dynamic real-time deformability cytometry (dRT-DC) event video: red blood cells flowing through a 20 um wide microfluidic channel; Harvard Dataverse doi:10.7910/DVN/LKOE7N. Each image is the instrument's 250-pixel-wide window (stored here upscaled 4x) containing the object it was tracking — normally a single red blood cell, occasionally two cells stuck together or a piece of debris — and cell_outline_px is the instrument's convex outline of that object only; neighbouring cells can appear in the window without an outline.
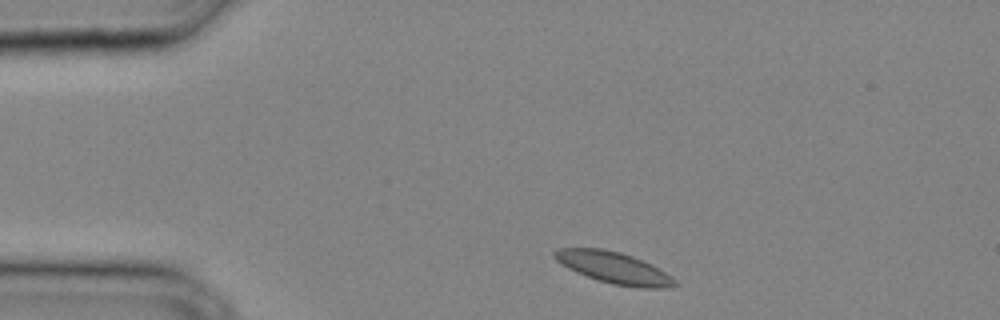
{"species": "common noctule bat (a hibernating species)", "species_latin": "Nyctalus noctula", "temperature_condition": "cold", "stored_images_in_passage": 28, "camera_frame_rate_fps": 3000, "um_per_image_px": 0.085, "animal": {"sex": "male", "body_mass_g": 20.4}, "frame": {"image": 1, "passage_image": 1, "time_ms": 0.0, "image_size_px": [1000, 320], "cell_outline_px": [[680, 284], [668, 288], [640, 288], [612, 284], [596, 280], [576, 272], [560, 264], [552, 256], [552, 252], [556, 248], [604, 248], [620, 252], [632, 256], [672, 276]], "centroid_in_image_um": [52.13, 22.76], "position_along_channel_um": 32.9, "area_um2": 22.2}}
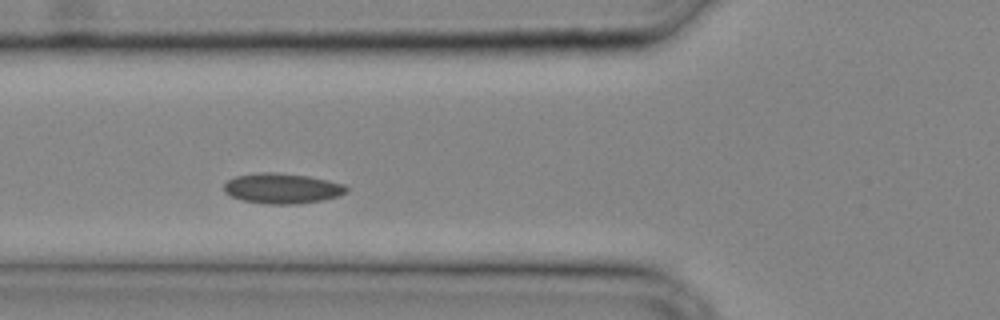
{"frame": {"image": 2, "passage_image": 7, "time_ms": 2.0, "image_size_px": [1000, 320], "cell_outline_px": [[348, 192], [336, 196], [320, 200], [296, 204], [264, 204], [240, 200], [224, 192], [224, 184], [228, 180], [236, 176], [260, 172], [276, 172], [308, 176], [328, 180], [344, 184], [348, 188]], "centroid_in_image_um": [23.96, 16.01], "position_along_channel_um": 101.8, "area_um2": 21.62}}
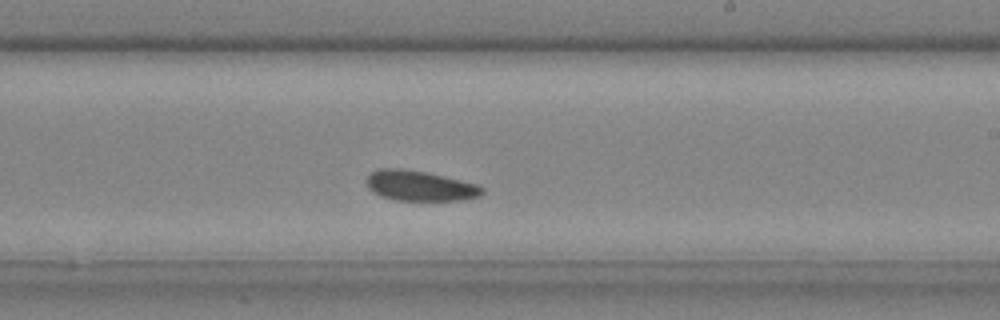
{"frame": {"image": 3, "passage_image": 15, "time_ms": 4.667, "image_size_px": [1000, 320], "cell_outline_px": [[484, 192], [480, 196], [464, 200], [392, 200], [372, 192], [368, 188], [368, 176], [376, 168], [404, 168], [428, 172], [480, 184], [484, 188]], "centroid_in_image_um": [35.73, 15.78], "position_along_channel_um": 253.3, "area_um2": 20.69}}